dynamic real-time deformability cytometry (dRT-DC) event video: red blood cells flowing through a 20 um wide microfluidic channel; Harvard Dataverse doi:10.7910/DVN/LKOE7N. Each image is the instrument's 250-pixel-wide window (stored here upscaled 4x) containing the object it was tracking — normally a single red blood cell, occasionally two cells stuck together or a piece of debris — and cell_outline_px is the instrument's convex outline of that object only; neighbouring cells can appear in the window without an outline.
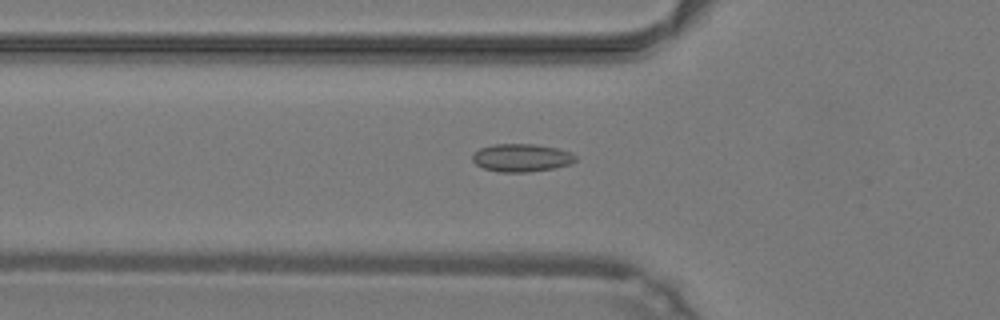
{"species": "common noctule bat (a hibernating species)", "species_latin": "Nyctalus noctula", "temperature_condition": "warm", "stored_images_in_passage": 42, "camera_frame_rate_fps": 3000, "um_per_image_px": 0.085, "animal": {"sex": "male", "body_mass_g": 19.2, "forearm_length_mm": 51.8}, "frame": {"image": 1, "passage_image": 11, "time_ms": 3.333, "image_size_px": [1000, 320], "cell_outline_px": [[576, 160], [572, 164], [552, 168], [528, 172], [500, 172], [484, 168], [476, 164], [472, 160], [472, 156], [480, 148], [496, 144], [536, 144], [556, 148], [572, 152], [576, 156]], "centroid_in_image_um": [44.36, 13.41], "position_along_channel_um": 81.4, "area_um2": 16.7}}
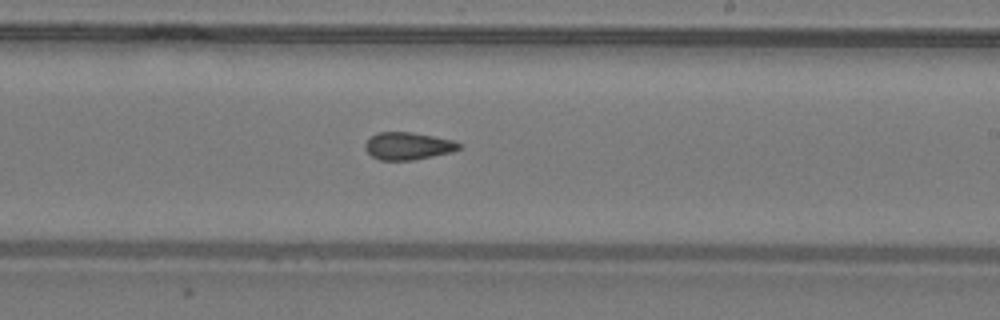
{"frame": {"image": 2, "passage_image": 23, "time_ms": 7.333, "image_size_px": [1000, 320], "cell_outline_px": [[464, 144], [460, 148], [452, 152], [412, 160], [380, 160], [372, 156], [364, 148], [364, 144], [376, 132], [412, 132], [456, 140]], "centroid_in_image_um": [34.72, 12.4], "position_along_channel_um": 254.3, "area_um2": 15.14}}
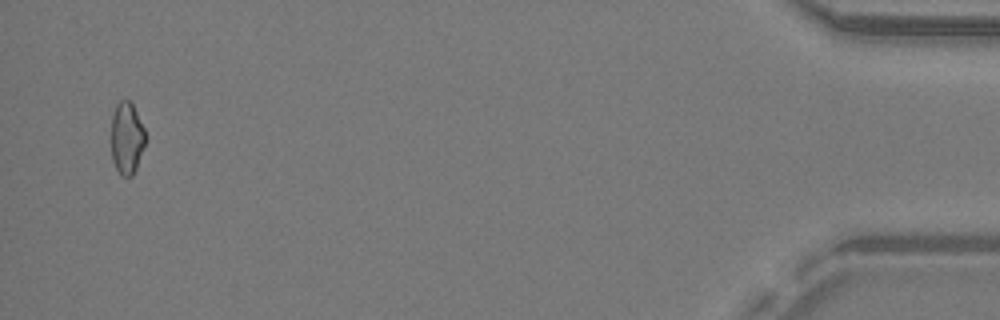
{"frame": {"image": 3, "passage_image": 41, "time_ms": 13.333, "image_size_px": [1000, 320], "cell_outline_px": [[148, 140], [136, 168], [132, 176], [120, 176], [112, 160], [112, 116], [116, 104], [120, 100], [128, 100], [132, 104], [144, 128]], "centroid_in_image_um": [10.8, 11.76], "position_along_channel_um": 424.4, "area_um2": 14.51}, "authors_computed_cell_mechanics": {"area_um2": 15.317, "velocity_mm_per_s": 4.3021, "shape_relaxation_time_tau1_ms": null, "shape_relaxation_time_tau2_ms": 2.3736, "deformation_change_tau1": null, "deformation_change_tau2": 0.0766}}